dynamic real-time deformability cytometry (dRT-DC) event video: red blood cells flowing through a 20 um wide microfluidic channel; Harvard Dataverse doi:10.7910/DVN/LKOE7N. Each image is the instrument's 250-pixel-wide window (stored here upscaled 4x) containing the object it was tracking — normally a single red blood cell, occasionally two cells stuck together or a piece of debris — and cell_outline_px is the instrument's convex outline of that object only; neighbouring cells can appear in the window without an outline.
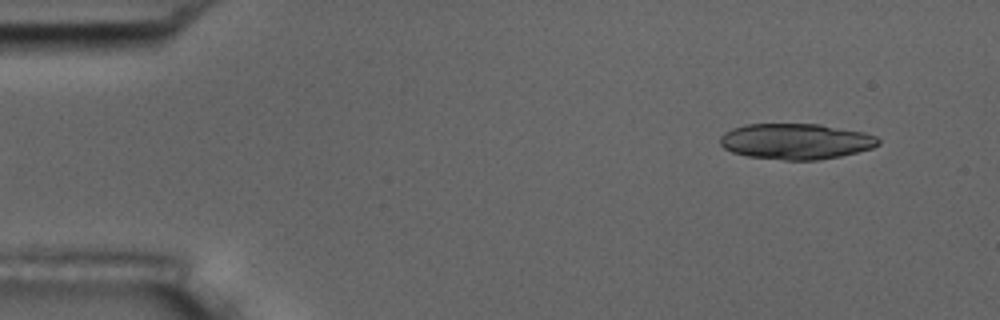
{"species": "common noctule bat (a hibernating species)", "species_latin": "Nyctalus noctula", "temperature_condition": "room temperature", "stored_images_in_passage": 5, "segment_of_instrument_passage": [2, 2], "camera_frame_rate_fps": 3000, "um_per_image_px": 0.085, "animal": {"sex": "male", "body_mass_g": 17.5, "forearm_length_mm": 52.3}, "frame": {"image": 1, "passage_image": 5, "time_ms": 4.667, "image_size_px": [1000, 320], "cell_outline_px": [[880, 144], [872, 148], [840, 156], [816, 160], [784, 160], [748, 156], [732, 152], [724, 148], [720, 144], [720, 136], [724, 132], [732, 128], [748, 124], [820, 124], [864, 132], [876, 136], [880, 140]], "centroid_in_image_um": [67.64, 12.01], "position_along_channel_um": 17.4, "area_um2": 33.0}}